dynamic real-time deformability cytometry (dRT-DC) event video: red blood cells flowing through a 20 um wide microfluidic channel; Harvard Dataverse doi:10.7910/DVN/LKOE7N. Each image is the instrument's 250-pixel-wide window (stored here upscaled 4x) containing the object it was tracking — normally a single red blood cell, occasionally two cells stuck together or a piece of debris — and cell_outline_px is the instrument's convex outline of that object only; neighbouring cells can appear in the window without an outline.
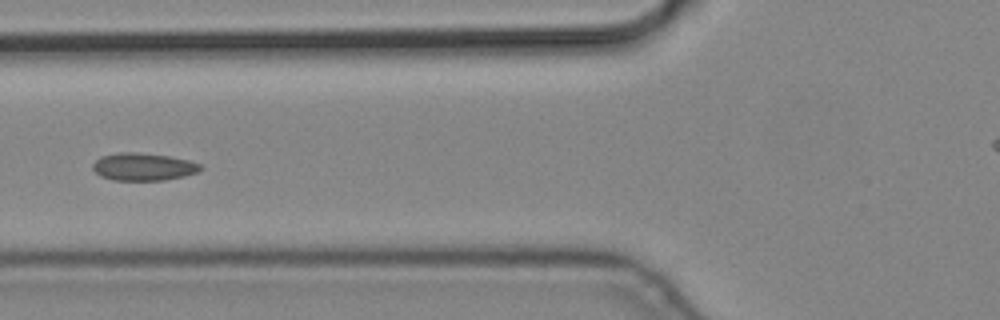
{"species": "common noctule bat (a hibernating species)", "species_latin": "Nyctalus noctula", "temperature_condition": "cold", "stored_images_in_passage": 5, "camera_frame_rate_fps": 3000, "um_per_image_px": 0.085, "animal": {"sex": "male", "body_mass_g": 19.2, "forearm_length_mm": 51.8}, "frame": {"image": 1, "passage_image": 5, "time_ms": 1.333, "image_size_px": [1000, 320], "cell_outline_px": [[204, 168], [196, 172], [184, 176], [164, 180], [112, 180], [100, 176], [92, 168], [92, 164], [100, 156], [120, 152], [136, 152], [168, 156], [188, 160], [200, 164]], "centroid_in_image_um": [12.16, 14.17], "position_along_channel_um": 113.6, "area_um2": 17.28}}